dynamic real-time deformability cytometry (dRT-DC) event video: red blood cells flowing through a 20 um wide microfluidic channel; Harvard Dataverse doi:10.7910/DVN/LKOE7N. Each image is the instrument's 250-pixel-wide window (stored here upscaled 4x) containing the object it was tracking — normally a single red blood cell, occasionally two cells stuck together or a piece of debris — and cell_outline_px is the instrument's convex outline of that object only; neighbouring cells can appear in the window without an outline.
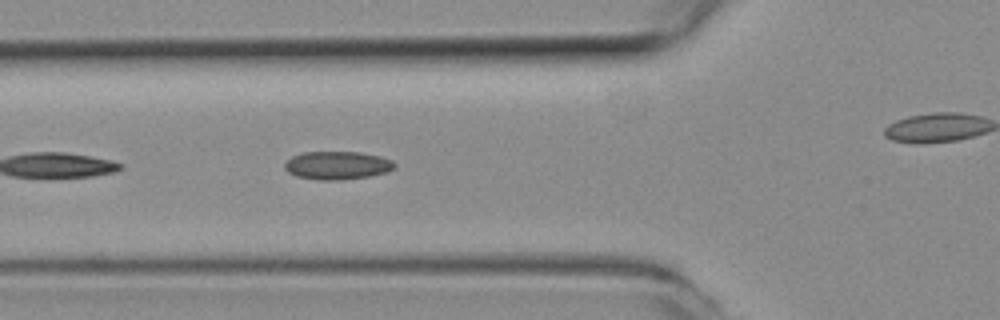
{"species": "common noctule bat (a hibernating species)", "species_latin": "Nyctalus noctula", "temperature_condition": "room temperature", "stored_images_in_passage": 8, "camera_frame_rate_fps": 3000, "um_per_image_px": 0.085, "animal": {"sex": "female", "body_mass_g": 19.3, "forearm_length_mm": 54.1}, "frame": {"image": 1, "passage_image": 4, "time_ms": 1.0, "image_size_px": [1000, 320], "cell_outline_px": [[396, 168], [388, 172], [368, 176], [340, 180], [320, 180], [296, 176], [288, 172], [284, 168], [284, 164], [292, 156], [304, 152], [360, 152], [380, 156], [392, 160], [396, 164]], "centroid_in_image_um": [28.69, 14.05], "position_along_channel_um": 97.1, "area_um2": 18.09}}